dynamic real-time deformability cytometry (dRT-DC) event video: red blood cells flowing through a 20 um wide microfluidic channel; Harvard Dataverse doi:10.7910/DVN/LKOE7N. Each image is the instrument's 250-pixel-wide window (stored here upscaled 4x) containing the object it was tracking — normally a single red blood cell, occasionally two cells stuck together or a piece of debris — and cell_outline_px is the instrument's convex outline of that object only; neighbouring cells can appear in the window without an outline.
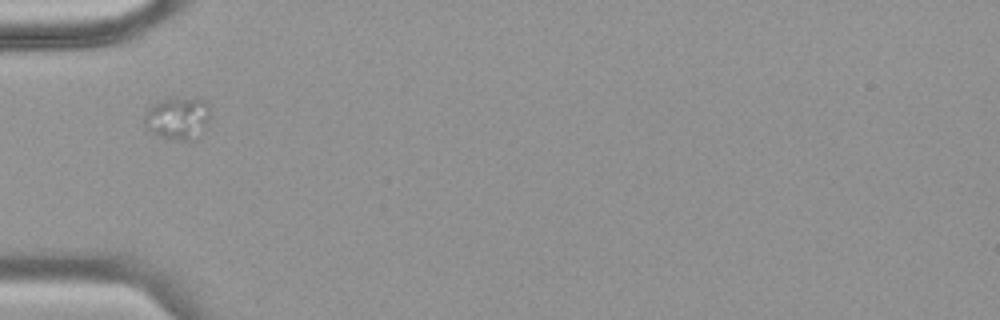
{"species": "common noctule bat (a hibernating species)", "species_latin": "Nyctalus noctula", "temperature_condition": "warm", "stored_images_in_passage": 3, "camera_frame_rate_fps": 3000, "um_per_image_px": 0.085, "animal": {"sex": "female", "body_mass_g": 18.4}, "frame": {"image": 1, "passage_image": 1, "time_ms": 0.0, "image_size_px": [1000, 320], "cell_outline_px": [[208, 124], [196, 140], [176, 140], [160, 136], [148, 128], [144, 124], [144, 112], [156, 100], [176, 96], [204, 100], [208, 104]], "centroid_in_image_um": [15.09, 10.02], "position_along_channel_um": 69.9, "area_um2": 16.59}}